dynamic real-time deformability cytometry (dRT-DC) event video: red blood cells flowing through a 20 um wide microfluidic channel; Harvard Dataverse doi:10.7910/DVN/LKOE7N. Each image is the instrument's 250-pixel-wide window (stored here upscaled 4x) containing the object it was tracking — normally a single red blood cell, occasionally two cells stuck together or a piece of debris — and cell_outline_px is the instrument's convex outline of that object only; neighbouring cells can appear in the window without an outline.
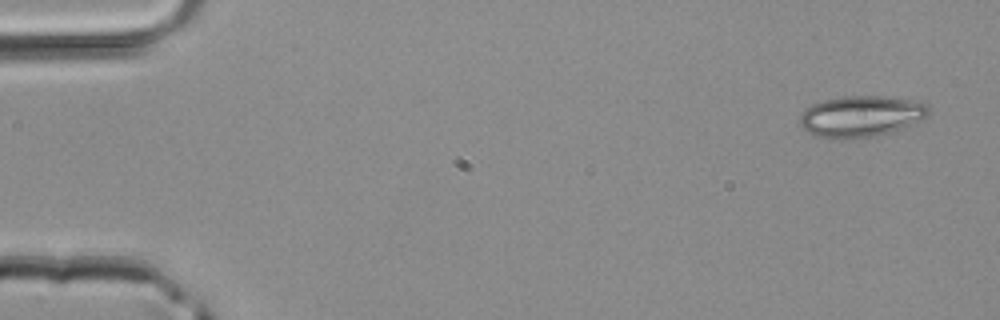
{"species": "common noctule bat (a hibernating species)", "species_latin": "Nyctalus noctula", "temperature_condition": "room temperature", "stored_images_in_passage": 4, "camera_frame_rate_fps": 3000, "um_per_image_px": 0.085, "animal": {"sex": "male", "body_mass_g": 20.4}, "frame": {"image": 1, "passage_image": 1, "time_ms": 0.0, "image_size_px": [1000, 320], "cell_outline_px": [[932, 108], [928, 116], [904, 128], [876, 136], [820, 136], [808, 132], [800, 124], [800, 116], [812, 104], [824, 100], [844, 96], [880, 96], [916, 100], [928, 104]], "centroid_in_image_um": [73.29, 9.84], "position_along_channel_um": 11.7, "area_um2": 30.23}}
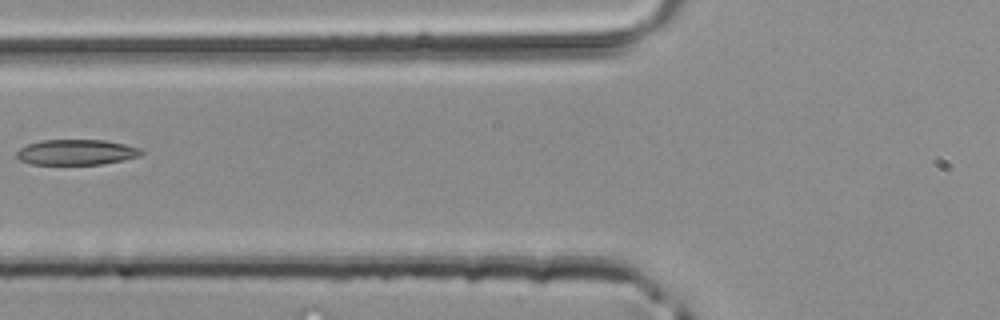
{"frame": {"image": 2, "passage_image": 4, "time_ms": 1.0, "image_size_px": [1000, 320], "cell_outline_px": [[144, 152], [140, 156], [124, 160], [100, 164], [32, 164], [20, 160], [16, 156], [16, 152], [20, 148], [28, 144], [40, 140], [104, 140], [124, 144], [140, 148]], "centroid_in_image_um": [6.49, 12.93], "position_along_channel_um": 119.3, "area_um2": 18.44}}